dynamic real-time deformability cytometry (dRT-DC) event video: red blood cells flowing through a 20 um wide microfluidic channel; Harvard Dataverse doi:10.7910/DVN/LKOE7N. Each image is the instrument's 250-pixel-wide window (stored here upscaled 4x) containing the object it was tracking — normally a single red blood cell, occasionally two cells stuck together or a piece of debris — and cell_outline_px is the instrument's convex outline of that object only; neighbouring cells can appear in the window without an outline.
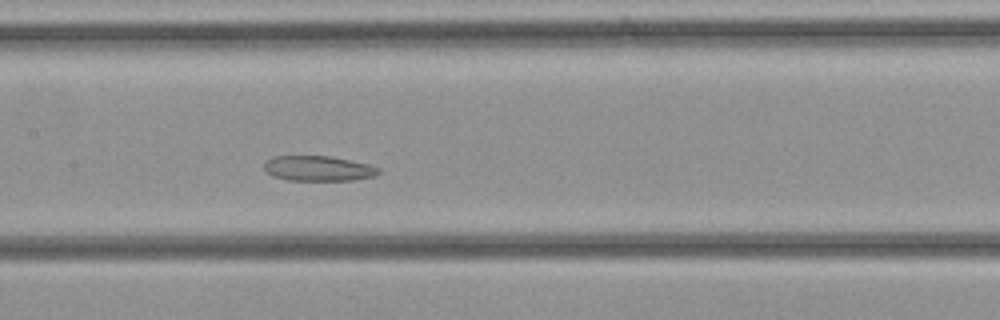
{"species": "common noctule bat (a hibernating species)", "species_latin": "Nyctalus noctula", "temperature_condition": "cold", "stored_images_in_passage": 29, "camera_frame_rate_fps": 3000, "um_per_image_px": 0.085, "animal": {"sex": "female", "body_mass_g": 21.9}, "frame": {"image": 1, "passage_image": 10, "time_ms": 3.0, "image_size_px": [1000, 320], "cell_outline_px": [[380, 172], [372, 176], [352, 180], [288, 180], [272, 176], [264, 168], [264, 160], [272, 156], [332, 156], [368, 164], [380, 168]], "centroid_in_image_um": [27.01, 14.3], "position_along_channel_um": 180.4, "area_um2": 16.76}}
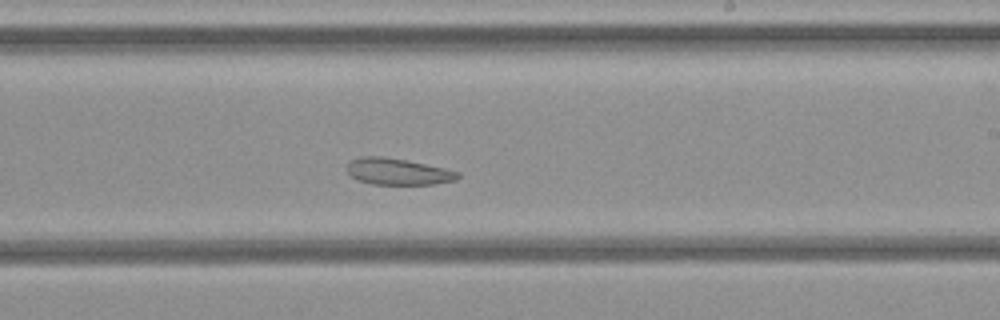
{"frame": {"image": 2, "passage_image": 14, "time_ms": 4.333, "image_size_px": [1000, 320], "cell_outline_px": [[460, 176], [456, 180], [432, 184], [372, 184], [356, 180], [348, 172], [348, 160], [360, 156], [384, 156], [444, 168], [460, 172]], "centroid_in_image_um": [33.78, 14.58], "position_along_channel_um": 255.2, "area_um2": 17.05}}
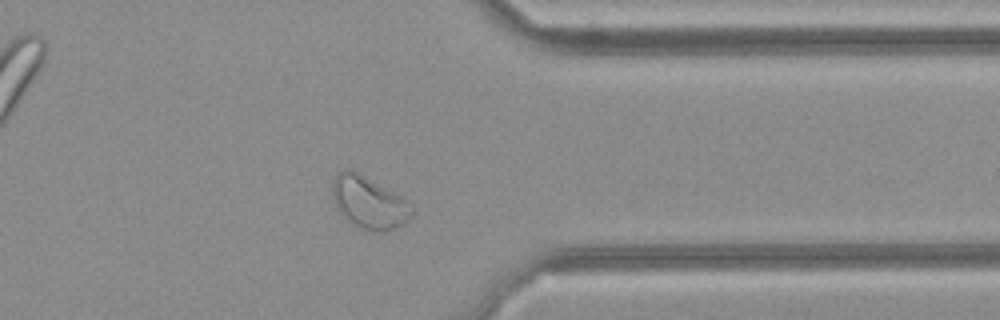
{"frame": {"image": 3, "passage_image": 21, "time_ms": 6.667, "image_size_px": [1000, 320], "cell_outline_px": [[412, 216], [404, 224], [396, 228], [384, 232], [372, 232], [360, 228], [348, 220], [336, 208], [332, 192], [332, 184], [336, 172], [344, 168], [352, 168], [400, 196], [412, 204]], "centroid_in_image_um": [31.34, 17.2], "position_along_channel_um": 380.1, "area_um2": 24.39}}